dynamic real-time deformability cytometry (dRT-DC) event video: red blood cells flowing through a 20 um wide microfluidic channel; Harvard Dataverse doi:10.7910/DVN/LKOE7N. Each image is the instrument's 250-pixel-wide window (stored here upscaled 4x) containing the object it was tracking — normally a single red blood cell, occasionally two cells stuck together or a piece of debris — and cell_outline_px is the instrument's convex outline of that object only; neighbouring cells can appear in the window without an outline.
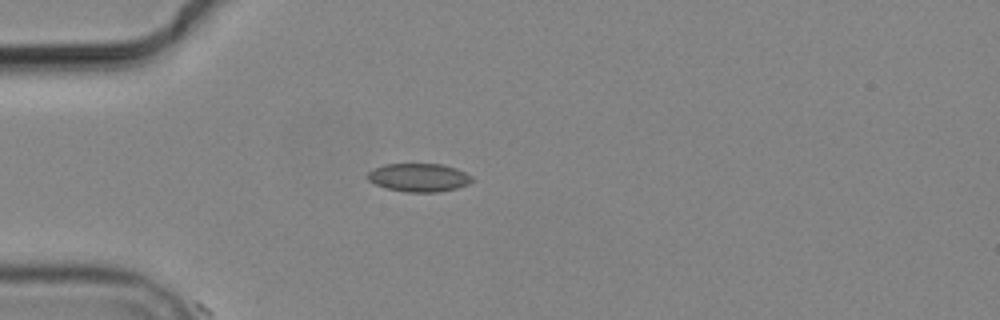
{"species": "common noctule bat (a hibernating species)", "species_latin": "Nyctalus noctula", "temperature_condition": "cold", "stored_images_in_passage": 2, "camera_frame_rate_fps": 3000, "um_per_image_px": 0.085, "animal": {"sex": "male", "body_mass_g": 19.2, "forearm_length_mm": 51.8}, "frame": {"image": 1, "passage_image": 1, "time_ms": 0.0, "image_size_px": [1000, 320], "cell_outline_px": [[472, 180], [468, 184], [456, 188], [436, 192], [408, 192], [388, 188], [376, 184], [368, 180], [364, 176], [368, 172], [384, 164], [444, 164], [456, 168], [472, 176]], "centroid_in_image_um": [35.59, 15.08], "position_along_channel_um": 49.4, "area_um2": 17.11}}